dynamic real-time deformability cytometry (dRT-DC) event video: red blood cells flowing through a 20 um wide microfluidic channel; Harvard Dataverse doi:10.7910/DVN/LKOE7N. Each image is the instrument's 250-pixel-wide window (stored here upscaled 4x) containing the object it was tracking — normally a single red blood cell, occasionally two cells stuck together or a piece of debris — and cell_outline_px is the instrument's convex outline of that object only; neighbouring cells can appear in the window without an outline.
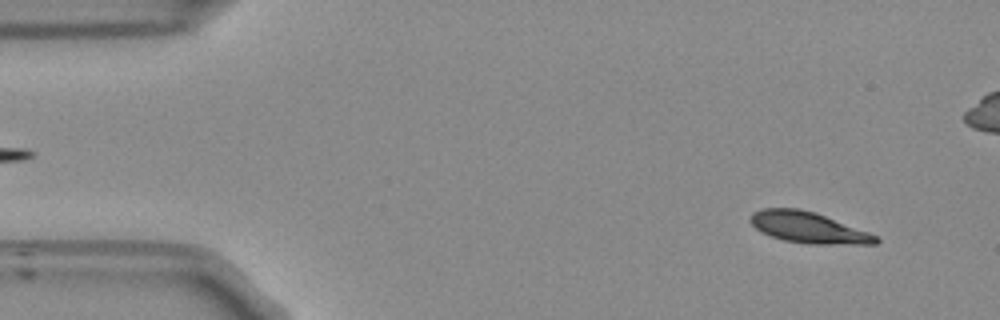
{"species": "Egyptian fruit bat (a non-hibernating species)", "species_latin": "Rousettus aegyptiacus", "temperature_condition": "room temperature", "stored_images_in_passage": 53, "camera_frame_rate_fps": 3000, "um_per_image_px": 0.085, "frame": {"image": 1, "passage_image": 4, "time_ms": 1.0, "image_size_px": [1000, 320], "cell_outline_px": [[880, 240], [876, 244], [812, 244], [784, 240], [760, 232], [748, 220], [752, 212], [764, 208], [800, 208], [816, 212], [868, 232], [876, 236]], "centroid_in_image_um": [68.68, 19.33], "position_along_channel_um": 16.3, "area_um2": 22.66}}
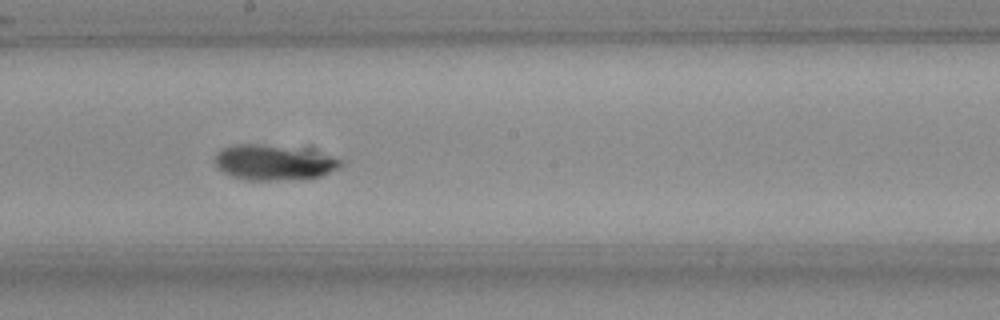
{"frame": {"image": 2, "passage_image": 28, "time_ms": 9.0, "image_size_px": [1000, 320], "cell_outline_px": [[344, 164], [340, 168], [332, 172], [320, 176], [304, 180], [248, 180], [232, 176], [224, 172], [216, 164], [216, 152], [220, 148], [232, 144], [260, 144], [332, 156], [340, 160]], "centroid_in_image_um": [23.25, 13.84], "position_along_channel_um": 224.9, "area_um2": 25.49}}
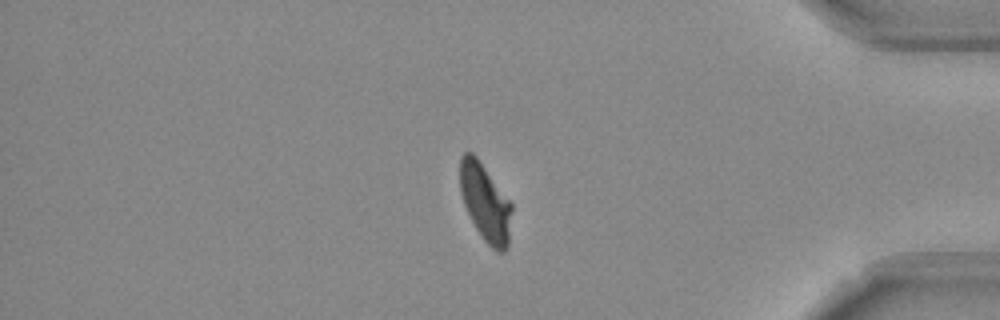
{"frame": {"image": 3, "passage_image": 44, "time_ms": 14.333, "image_size_px": [1000, 320], "cell_outline_px": [[512, 212], [508, 248], [504, 252], [496, 252], [484, 240], [476, 228], [464, 204], [460, 188], [460, 156], [464, 152], [472, 152], [476, 156], [512, 204]], "centroid_in_image_um": [41.26, 17.23], "position_along_channel_um": 393.9, "area_um2": 23.18}, "authors_computed_cell_mechanics": {"area_um2": 24.0448, "velocity_mm_per_s": 3.775, "shape_relaxation_time_tau1_ms": 3.5028, "shape_relaxation_time_tau2_ms": 2.1367, "deformation_change_tau1": 0.1395, "deformation_change_tau2": 0.0537}}